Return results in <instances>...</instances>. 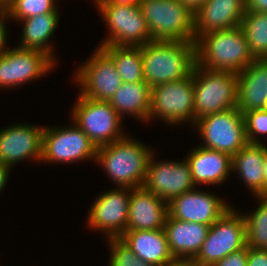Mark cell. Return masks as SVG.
<instances>
[{"instance_id": "cell-1", "label": "cell", "mask_w": 267, "mask_h": 266, "mask_svg": "<svg viewBox=\"0 0 267 266\" xmlns=\"http://www.w3.org/2000/svg\"><path fill=\"white\" fill-rule=\"evenodd\" d=\"M144 81L151 88L192 75L195 42L152 40L141 46Z\"/></svg>"}, {"instance_id": "cell-2", "label": "cell", "mask_w": 267, "mask_h": 266, "mask_svg": "<svg viewBox=\"0 0 267 266\" xmlns=\"http://www.w3.org/2000/svg\"><path fill=\"white\" fill-rule=\"evenodd\" d=\"M196 64L208 70L240 73L254 58L241 26L199 35Z\"/></svg>"}, {"instance_id": "cell-3", "label": "cell", "mask_w": 267, "mask_h": 266, "mask_svg": "<svg viewBox=\"0 0 267 266\" xmlns=\"http://www.w3.org/2000/svg\"><path fill=\"white\" fill-rule=\"evenodd\" d=\"M125 135L111 144L98 147L95 161L103 166L117 187H141L153 151L144 143Z\"/></svg>"}, {"instance_id": "cell-4", "label": "cell", "mask_w": 267, "mask_h": 266, "mask_svg": "<svg viewBox=\"0 0 267 266\" xmlns=\"http://www.w3.org/2000/svg\"><path fill=\"white\" fill-rule=\"evenodd\" d=\"M194 124L199 118L223 112L237 105V74L228 71L208 70L195 65Z\"/></svg>"}, {"instance_id": "cell-5", "label": "cell", "mask_w": 267, "mask_h": 266, "mask_svg": "<svg viewBox=\"0 0 267 266\" xmlns=\"http://www.w3.org/2000/svg\"><path fill=\"white\" fill-rule=\"evenodd\" d=\"M152 40L195 42L194 13L179 0H140Z\"/></svg>"}, {"instance_id": "cell-6", "label": "cell", "mask_w": 267, "mask_h": 266, "mask_svg": "<svg viewBox=\"0 0 267 266\" xmlns=\"http://www.w3.org/2000/svg\"><path fill=\"white\" fill-rule=\"evenodd\" d=\"M97 9L108 26L109 35L99 46H143L152 41L139 4H117L96 0Z\"/></svg>"}, {"instance_id": "cell-7", "label": "cell", "mask_w": 267, "mask_h": 266, "mask_svg": "<svg viewBox=\"0 0 267 266\" xmlns=\"http://www.w3.org/2000/svg\"><path fill=\"white\" fill-rule=\"evenodd\" d=\"M72 110L73 122L98 148L124 137L122 118L108 101H97L79 95Z\"/></svg>"}, {"instance_id": "cell-8", "label": "cell", "mask_w": 267, "mask_h": 266, "mask_svg": "<svg viewBox=\"0 0 267 266\" xmlns=\"http://www.w3.org/2000/svg\"><path fill=\"white\" fill-rule=\"evenodd\" d=\"M194 127L204 140L203 147L230 157L248 143L244 115L237 108L203 116L196 120Z\"/></svg>"}, {"instance_id": "cell-9", "label": "cell", "mask_w": 267, "mask_h": 266, "mask_svg": "<svg viewBox=\"0 0 267 266\" xmlns=\"http://www.w3.org/2000/svg\"><path fill=\"white\" fill-rule=\"evenodd\" d=\"M230 208L208 231L201 250L194 258L200 266H214L232 252L246 247L243 215Z\"/></svg>"}, {"instance_id": "cell-10", "label": "cell", "mask_w": 267, "mask_h": 266, "mask_svg": "<svg viewBox=\"0 0 267 266\" xmlns=\"http://www.w3.org/2000/svg\"><path fill=\"white\" fill-rule=\"evenodd\" d=\"M151 117L160 118L173 125L183 121L188 123L189 120L194 125L193 75L152 87L149 120Z\"/></svg>"}, {"instance_id": "cell-11", "label": "cell", "mask_w": 267, "mask_h": 266, "mask_svg": "<svg viewBox=\"0 0 267 266\" xmlns=\"http://www.w3.org/2000/svg\"><path fill=\"white\" fill-rule=\"evenodd\" d=\"M72 124L69 128L44 127L41 161L70 163L96 160L97 147L73 121Z\"/></svg>"}, {"instance_id": "cell-12", "label": "cell", "mask_w": 267, "mask_h": 266, "mask_svg": "<svg viewBox=\"0 0 267 266\" xmlns=\"http://www.w3.org/2000/svg\"><path fill=\"white\" fill-rule=\"evenodd\" d=\"M75 73L80 95L97 101H109L123 83L114 61L100 47Z\"/></svg>"}, {"instance_id": "cell-13", "label": "cell", "mask_w": 267, "mask_h": 266, "mask_svg": "<svg viewBox=\"0 0 267 266\" xmlns=\"http://www.w3.org/2000/svg\"><path fill=\"white\" fill-rule=\"evenodd\" d=\"M131 188L120 187L102 193L88 212L89 227L103 230L108 239L127 231Z\"/></svg>"}, {"instance_id": "cell-14", "label": "cell", "mask_w": 267, "mask_h": 266, "mask_svg": "<svg viewBox=\"0 0 267 266\" xmlns=\"http://www.w3.org/2000/svg\"><path fill=\"white\" fill-rule=\"evenodd\" d=\"M54 61L37 50L12 48L0 55V87L19 86L46 75Z\"/></svg>"}, {"instance_id": "cell-15", "label": "cell", "mask_w": 267, "mask_h": 266, "mask_svg": "<svg viewBox=\"0 0 267 266\" xmlns=\"http://www.w3.org/2000/svg\"><path fill=\"white\" fill-rule=\"evenodd\" d=\"M152 153L148 161V169L144 187L163 199L166 203L184 192L196 187L187 160L183 162H155Z\"/></svg>"}, {"instance_id": "cell-16", "label": "cell", "mask_w": 267, "mask_h": 266, "mask_svg": "<svg viewBox=\"0 0 267 266\" xmlns=\"http://www.w3.org/2000/svg\"><path fill=\"white\" fill-rule=\"evenodd\" d=\"M230 208L227 202L214 194L194 188L168 202V215L178 220L211 226Z\"/></svg>"}, {"instance_id": "cell-17", "label": "cell", "mask_w": 267, "mask_h": 266, "mask_svg": "<svg viewBox=\"0 0 267 266\" xmlns=\"http://www.w3.org/2000/svg\"><path fill=\"white\" fill-rule=\"evenodd\" d=\"M43 130L23 123L0 130V163L11 168L27 158L41 161Z\"/></svg>"}, {"instance_id": "cell-18", "label": "cell", "mask_w": 267, "mask_h": 266, "mask_svg": "<svg viewBox=\"0 0 267 266\" xmlns=\"http://www.w3.org/2000/svg\"><path fill=\"white\" fill-rule=\"evenodd\" d=\"M246 0H208L194 13V37L240 26Z\"/></svg>"}, {"instance_id": "cell-19", "label": "cell", "mask_w": 267, "mask_h": 266, "mask_svg": "<svg viewBox=\"0 0 267 266\" xmlns=\"http://www.w3.org/2000/svg\"><path fill=\"white\" fill-rule=\"evenodd\" d=\"M168 203L144 186L131 188L127 231L164 229Z\"/></svg>"}, {"instance_id": "cell-20", "label": "cell", "mask_w": 267, "mask_h": 266, "mask_svg": "<svg viewBox=\"0 0 267 266\" xmlns=\"http://www.w3.org/2000/svg\"><path fill=\"white\" fill-rule=\"evenodd\" d=\"M236 108L244 115L267 107V59L254 60L237 74Z\"/></svg>"}, {"instance_id": "cell-21", "label": "cell", "mask_w": 267, "mask_h": 266, "mask_svg": "<svg viewBox=\"0 0 267 266\" xmlns=\"http://www.w3.org/2000/svg\"><path fill=\"white\" fill-rule=\"evenodd\" d=\"M210 226L166 218L164 231L170 253L174 258H195L207 237Z\"/></svg>"}, {"instance_id": "cell-22", "label": "cell", "mask_w": 267, "mask_h": 266, "mask_svg": "<svg viewBox=\"0 0 267 266\" xmlns=\"http://www.w3.org/2000/svg\"><path fill=\"white\" fill-rule=\"evenodd\" d=\"M186 160L190 164L195 185H219L232 173V157L203 146L193 148Z\"/></svg>"}, {"instance_id": "cell-23", "label": "cell", "mask_w": 267, "mask_h": 266, "mask_svg": "<svg viewBox=\"0 0 267 266\" xmlns=\"http://www.w3.org/2000/svg\"><path fill=\"white\" fill-rule=\"evenodd\" d=\"M120 239L146 263L166 266L174 258L164 229L126 231Z\"/></svg>"}, {"instance_id": "cell-24", "label": "cell", "mask_w": 267, "mask_h": 266, "mask_svg": "<svg viewBox=\"0 0 267 266\" xmlns=\"http://www.w3.org/2000/svg\"><path fill=\"white\" fill-rule=\"evenodd\" d=\"M267 147L264 144L247 143L232 157V169L241 176L254 196H265L264 159Z\"/></svg>"}, {"instance_id": "cell-25", "label": "cell", "mask_w": 267, "mask_h": 266, "mask_svg": "<svg viewBox=\"0 0 267 266\" xmlns=\"http://www.w3.org/2000/svg\"><path fill=\"white\" fill-rule=\"evenodd\" d=\"M59 15L58 13H44L20 20L24 24V29L18 48L41 51L55 61L49 38L54 35Z\"/></svg>"}, {"instance_id": "cell-26", "label": "cell", "mask_w": 267, "mask_h": 266, "mask_svg": "<svg viewBox=\"0 0 267 266\" xmlns=\"http://www.w3.org/2000/svg\"><path fill=\"white\" fill-rule=\"evenodd\" d=\"M151 87L145 82H123L108 101L122 118L123 114L132 115L141 121L149 120Z\"/></svg>"}, {"instance_id": "cell-27", "label": "cell", "mask_w": 267, "mask_h": 266, "mask_svg": "<svg viewBox=\"0 0 267 266\" xmlns=\"http://www.w3.org/2000/svg\"><path fill=\"white\" fill-rule=\"evenodd\" d=\"M113 61L123 82H145L141 46H99Z\"/></svg>"}, {"instance_id": "cell-28", "label": "cell", "mask_w": 267, "mask_h": 266, "mask_svg": "<svg viewBox=\"0 0 267 266\" xmlns=\"http://www.w3.org/2000/svg\"><path fill=\"white\" fill-rule=\"evenodd\" d=\"M240 26L254 60L267 59V13L246 10Z\"/></svg>"}, {"instance_id": "cell-29", "label": "cell", "mask_w": 267, "mask_h": 266, "mask_svg": "<svg viewBox=\"0 0 267 266\" xmlns=\"http://www.w3.org/2000/svg\"><path fill=\"white\" fill-rule=\"evenodd\" d=\"M260 200L253 214H243L246 230V246L267 250V195L257 196Z\"/></svg>"}, {"instance_id": "cell-30", "label": "cell", "mask_w": 267, "mask_h": 266, "mask_svg": "<svg viewBox=\"0 0 267 266\" xmlns=\"http://www.w3.org/2000/svg\"><path fill=\"white\" fill-rule=\"evenodd\" d=\"M55 4V0H10L6 10L11 19L20 21L44 13H58Z\"/></svg>"}, {"instance_id": "cell-31", "label": "cell", "mask_w": 267, "mask_h": 266, "mask_svg": "<svg viewBox=\"0 0 267 266\" xmlns=\"http://www.w3.org/2000/svg\"><path fill=\"white\" fill-rule=\"evenodd\" d=\"M110 245V266H155L138 258V256L120 239H107Z\"/></svg>"}, {"instance_id": "cell-32", "label": "cell", "mask_w": 267, "mask_h": 266, "mask_svg": "<svg viewBox=\"0 0 267 266\" xmlns=\"http://www.w3.org/2000/svg\"><path fill=\"white\" fill-rule=\"evenodd\" d=\"M248 143L261 144L258 134H267V109L253 110L244 114Z\"/></svg>"}, {"instance_id": "cell-33", "label": "cell", "mask_w": 267, "mask_h": 266, "mask_svg": "<svg viewBox=\"0 0 267 266\" xmlns=\"http://www.w3.org/2000/svg\"><path fill=\"white\" fill-rule=\"evenodd\" d=\"M248 247L232 252L214 266H247Z\"/></svg>"}, {"instance_id": "cell-34", "label": "cell", "mask_w": 267, "mask_h": 266, "mask_svg": "<svg viewBox=\"0 0 267 266\" xmlns=\"http://www.w3.org/2000/svg\"><path fill=\"white\" fill-rule=\"evenodd\" d=\"M247 266H267V250L248 247Z\"/></svg>"}, {"instance_id": "cell-35", "label": "cell", "mask_w": 267, "mask_h": 266, "mask_svg": "<svg viewBox=\"0 0 267 266\" xmlns=\"http://www.w3.org/2000/svg\"><path fill=\"white\" fill-rule=\"evenodd\" d=\"M10 19L7 10H0V55L3 54L8 48H5L7 41V28L5 20ZM5 23V24H4Z\"/></svg>"}, {"instance_id": "cell-36", "label": "cell", "mask_w": 267, "mask_h": 266, "mask_svg": "<svg viewBox=\"0 0 267 266\" xmlns=\"http://www.w3.org/2000/svg\"><path fill=\"white\" fill-rule=\"evenodd\" d=\"M246 10L267 13V0H246Z\"/></svg>"}, {"instance_id": "cell-37", "label": "cell", "mask_w": 267, "mask_h": 266, "mask_svg": "<svg viewBox=\"0 0 267 266\" xmlns=\"http://www.w3.org/2000/svg\"><path fill=\"white\" fill-rule=\"evenodd\" d=\"M166 266H200L194 258H173Z\"/></svg>"}, {"instance_id": "cell-38", "label": "cell", "mask_w": 267, "mask_h": 266, "mask_svg": "<svg viewBox=\"0 0 267 266\" xmlns=\"http://www.w3.org/2000/svg\"><path fill=\"white\" fill-rule=\"evenodd\" d=\"M208 0H179L181 4L187 7L192 13H195Z\"/></svg>"}, {"instance_id": "cell-39", "label": "cell", "mask_w": 267, "mask_h": 266, "mask_svg": "<svg viewBox=\"0 0 267 266\" xmlns=\"http://www.w3.org/2000/svg\"><path fill=\"white\" fill-rule=\"evenodd\" d=\"M10 169V167L0 163V193L7 183L8 174H10Z\"/></svg>"}, {"instance_id": "cell-40", "label": "cell", "mask_w": 267, "mask_h": 266, "mask_svg": "<svg viewBox=\"0 0 267 266\" xmlns=\"http://www.w3.org/2000/svg\"><path fill=\"white\" fill-rule=\"evenodd\" d=\"M111 2L117 3V4H139L140 0H109Z\"/></svg>"}, {"instance_id": "cell-41", "label": "cell", "mask_w": 267, "mask_h": 266, "mask_svg": "<svg viewBox=\"0 0 267 266\" xmlns=\"http://www.w3.org/2000/svg\"><path fill=\"white\" fill-rule=\"evenodd\" d=\"M264 182H265V196L267 195V152L264 159Z\"/></svg>"}, {"instance_id": "cell-42", "label": "cell", "mask_w": 267, "mask_h": 266, "mask_svg": "<svg viewBox=\"0 0 267 266\" xmlns=\"http://www.w3.org/2000/svg\"><path fill=\"white\" fill-rule=\"evenodd\" d=\"M6 9V5L0 0V10Z\"/></svg>"}, {"instance_id": "cell-43", "label": "cell", "mask_w": 267, "mask_h": 266, "mask_svg": "<svg viewBox=\"0 0 267 266\" xmlns=\"http://www.w3.org/2000/svg\"><path fill=\"white\" fill-rule=\"evenodd\" d=\"M5 5L10 1V0H1Z\"/></svg>"}]
</instances>
